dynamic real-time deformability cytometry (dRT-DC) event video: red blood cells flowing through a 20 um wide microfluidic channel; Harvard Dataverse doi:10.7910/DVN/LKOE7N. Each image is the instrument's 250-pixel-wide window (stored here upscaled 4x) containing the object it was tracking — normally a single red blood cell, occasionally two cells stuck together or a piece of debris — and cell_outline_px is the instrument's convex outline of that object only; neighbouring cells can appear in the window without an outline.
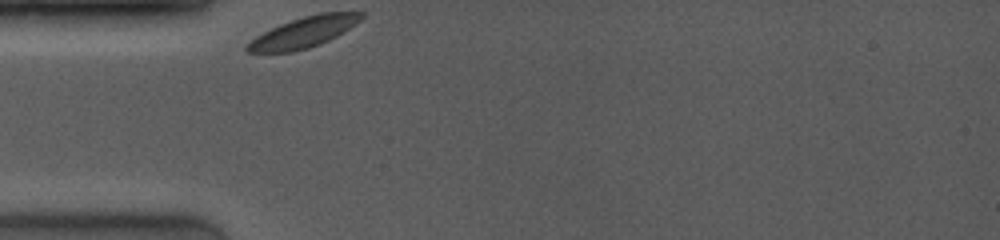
{"species": "common noctule bat (a hibernating species)", "species_latin": "Nyctalus noctula", "temperature_condition": "room temperature", "stored_images_in_passage": 26, "camera_frame_rate_fps": 4000, "um_per_image_px": 0.085, "animal": {"sex": "female", "body_mass_g": 19.0, "forearm_length_mm": 53.3}, "frame": {"image": 1, "passage_image": 1, "time_ms": 0.0, "image_size_px": [1000, 240], "cell_outline_px": [[364, 16], [360, 20], [344, 32], [320, 44], [308, 48], [292, 52], [248, 52], [244, 48], [256, 36], [280, 24], [304, 16], [320, 12], [364, 12]], "centroid_in_image_um": [25.84, 2.74], "position_along_channel_um": 59.2, "area_um2": 20.11}}
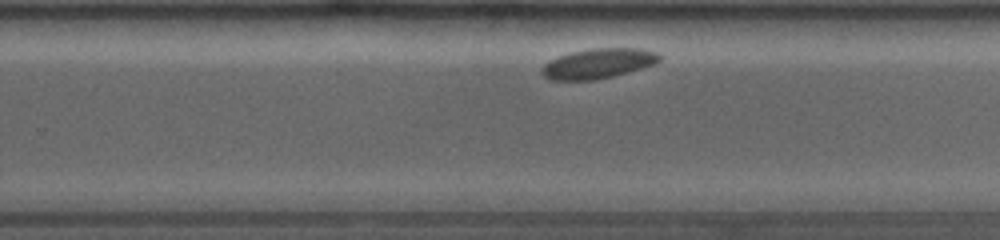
{"frame": {"image": 2, "passage_image": 18, "time_ms": 6.25, "image_size_px": [1000, 240], "cell_outline_px": [[660, 60], [656, 64], [644, 68], [596, 80], [548, 80], [540, 72], [540, 68], [544, 64], [560, 56], [572, 52], [592, 48], [640, 48], [656, 52], [660, 56]], "centroid_in_image_um": [50.85, 5.4], "position_along_channel_um": 278.9, "area_um2": 20.58}}
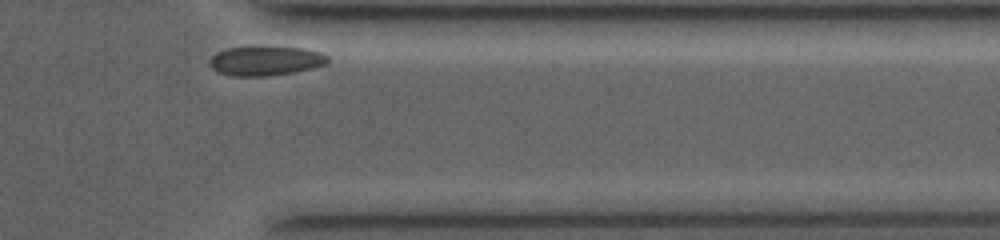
{"frame": {"image": 3, "passage_image": 26, "time_ms": 9.25, "image_size_px": [1000, 240], "cell_outline_px": [[328, 64], [312, 68], [292, 72], [268, 76], [232, 76], [220, 72], [212, 68], [212, 56], [216, 52], [228, 48], [304, 48], [320, 52], [328, 56]], "centroid_in_image_um": [22.62, 5.19], "position_along_channel_um": 388.8, "area_um2": 19.65}}